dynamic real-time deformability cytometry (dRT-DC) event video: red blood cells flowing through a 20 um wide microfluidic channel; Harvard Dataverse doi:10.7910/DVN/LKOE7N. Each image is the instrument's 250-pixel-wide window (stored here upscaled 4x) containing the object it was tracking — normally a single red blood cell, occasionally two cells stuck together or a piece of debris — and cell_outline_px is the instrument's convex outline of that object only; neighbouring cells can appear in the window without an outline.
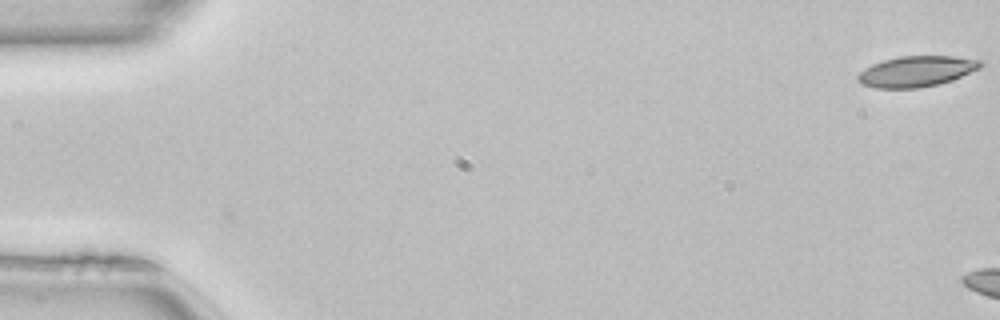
{"species": "common noctule bat (a hibernating species)", "species_latin": "Nyctalus noctula", "temperature_condition": "room temperature", "stored_images_in_passage": 6, "camera_frame_rate_fps": 3000, "um_per_image_px": 0.085, "animal": {"sex": "female", "body_mass_g": 22.7, "forearm_length_mm": 54.2}, "frame": {"image": 1, "passage_image": 1, "time_ms": 0.0, "image_size_px": [1000, 320], "cell_outline_px": [[984, 64], [980, 68], [952, 80], [940, 84], [920, 88], [876, 88], [860, 84], [856, 80], [856, 76], [864, 68], [872, 64], [884, 60], [900, 56], [952, 56], [984, 60]], "centroid_in_image_um": [77.9, 6.07], "position_along_channel_um": 7.1, "area_um2": 22.2}}